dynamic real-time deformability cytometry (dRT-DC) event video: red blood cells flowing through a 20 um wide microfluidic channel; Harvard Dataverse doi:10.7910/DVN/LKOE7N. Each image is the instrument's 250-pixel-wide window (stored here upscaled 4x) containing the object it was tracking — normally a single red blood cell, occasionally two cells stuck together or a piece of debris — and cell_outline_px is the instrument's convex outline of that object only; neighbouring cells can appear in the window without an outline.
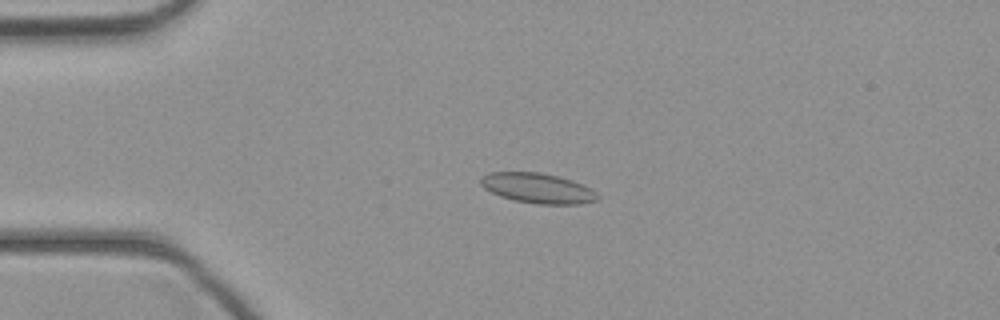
{"species": "common noctule bat (a hibernating species)", "species_latin": "Nyctalus noctula", "temperature_condition": "cold", "stored_images_in_passage": 45, "camera_frame_rate_fps": 3000, "um_per_image_px": 0.085, "animal": {"sex": "female", "body_mass_g": 21.9}, "frame": {"image": 1, "passage_image": 11, "time_ms": 3.333, "image_size_px": [1000, 320], "cell_outline_px": [[600, 200], [580, 204], [536, 204], [516, 200], [500, 196], [484, 188], [480, 184], [480, 176], [488, 172], [540, 172], [560, 176], [584, 184], [596, 192], [600, 196]], "centroid_in_image_um": [45.73, 15.99], "position_along_channel_um": 39.3, "area_um2": 20.75}}
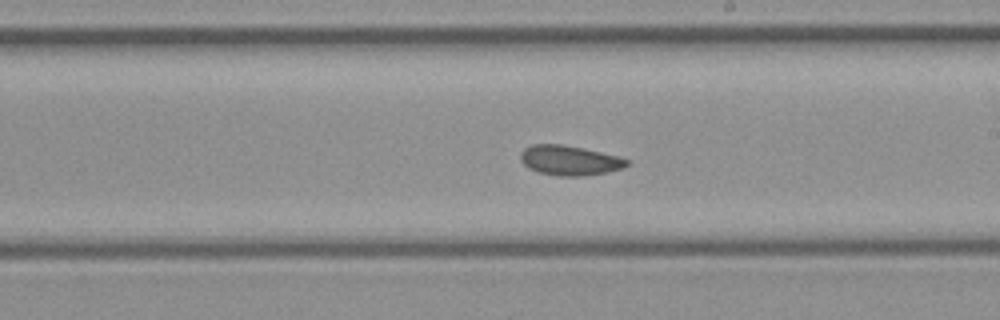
{"frame": {"image": 2, "passage_image": 26, "time_ms": 8.333, "image_size_px": [1000, 320], "cell_outline_px": [[632, 164], [624, 168], [584, 176], [560, 176], [540, 172], [528, 168], [520, 160], [520, 152], [524, 148], [532, 144], [564, 144], [584, 148], [620, 156], [628, 160]], "centroid_in_image_um": [48.43, 13.62], "position_along_channel_um": 240.6, "area_um2": 18.67}}
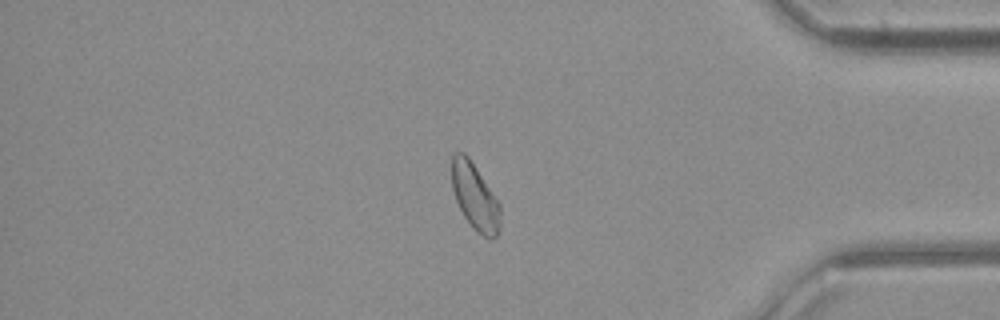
{"frame": {"image": 3, "passage_image": 38, "time_ms": 12.333, "image_size_px": [1000, 320], "cell_outline_px": [[500, 224], [496, 236], [492, 240], [488, 240], [476, 232], [472, 228], [464, 216], [456, 200], [452, 188], [452, 156], [456, 152], [464, 152], [468, 156], [500, 204]], "centroid_in_image_um": [40.37, 16.76], "position_along_channel_um": 394.8, "area_um2": 18.73}}